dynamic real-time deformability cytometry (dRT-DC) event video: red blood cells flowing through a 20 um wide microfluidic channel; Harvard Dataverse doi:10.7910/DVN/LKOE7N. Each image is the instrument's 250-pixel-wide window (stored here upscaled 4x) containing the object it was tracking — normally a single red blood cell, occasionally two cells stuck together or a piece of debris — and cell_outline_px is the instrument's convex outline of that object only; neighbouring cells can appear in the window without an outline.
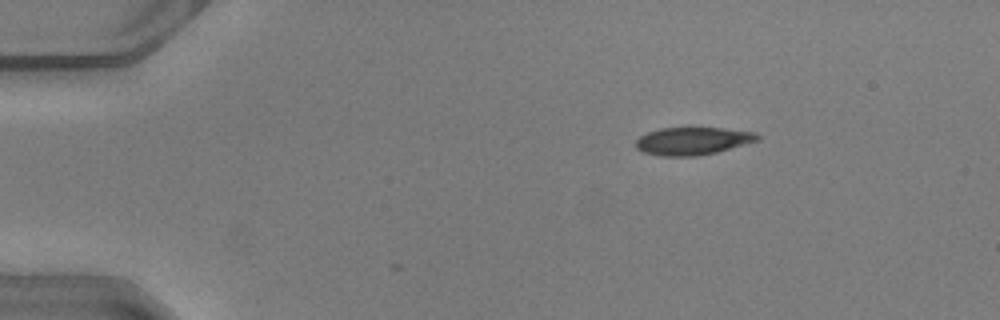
{"species": "common noctule bat (a hibernating species)", "species_latin": "Nyctalus noctula", "temperature_condition": "warm", "stored_images_in_passage": 33, "camera_frame_rate_fps": 3000, "um_per_image_px": 0.085, "animal": {"sex": "male", "body_mass_g": 20.5, "forearm_length_mm": 52.5}, "frame": {"image": 1, "passage_image": 1, "time_ms": 0.0, "image_size_px": [1000, 320], "cell_outline_px": [[760, 140], [716, 152], [696, 156], [660, 156], [644, 152], [636, 148], [636, 140], [640, 136], [648, 132], [660, 128], [720, 128], [752, 132], [760, 136]], "centroid_in_image_um": [58.85, 11.99], "position_along_channel_um": 26.1, "area_um2": 19.42}}
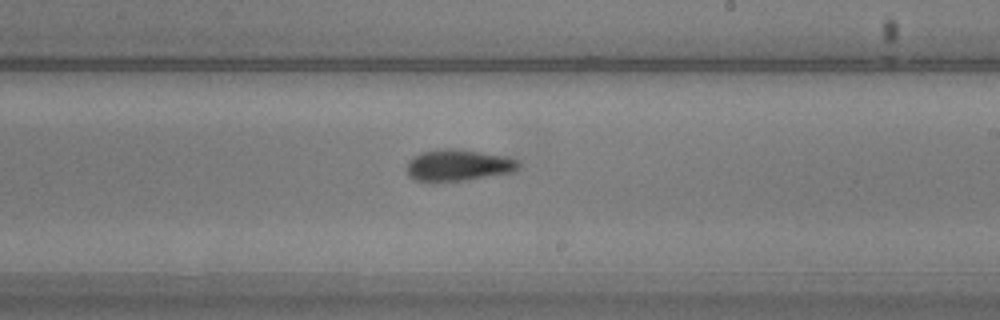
{"frame": {"image": 2, "passage_image": 23, "time_ms": 7.333, "image_size_px": [1000, 320], "cell_outline_px": [[520, 168], [516, 172], [468, 180], [432, 184], [428, 184], [412, 180], [408, 176], [408, 160], [420, 152], [436, 148], [452, 148], [480, 152], [504, 156], [520, 160]], "centroid_in_image_um": [38.92, 14.08], "position_along_channel_um": 250.1, "area_um2": 21.5}}
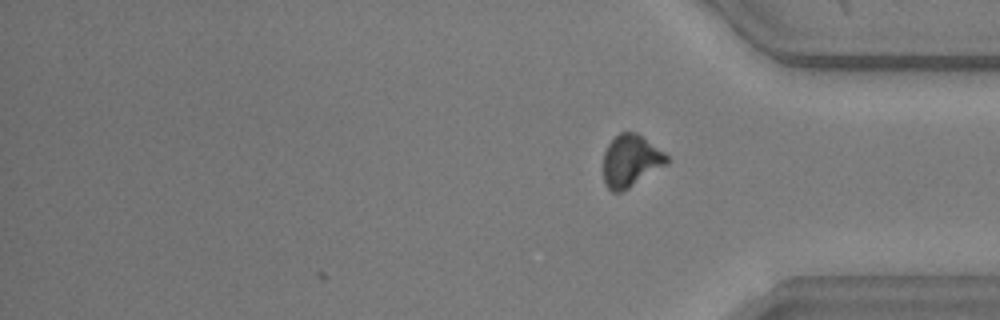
{"frame": {"image": 3, "passage_image": 33, "time_ms": 10.667, "image_size_px": [1000, 320], "cell_outline_px": [[672, 160], [668, 164], [628, 188], [620, 192], [612, 192], [604, 184], [604, 152], [608, 144], [620, 132], [636, 132], [664, 152]], "centroid_in_image_um": [53.63, 13.67], "position_along_channel_um": 381.6, "area_um2": 19.25}, "authors_computed_cell_mechanics": {"area_um2": 20.5768, "velocity_mm_per_s": 4.1025, "shape_relaxation_time_tau1_ms": 5.6993, "shape_relaxation_time_tau2_ms": 3.8656, "deformation_change_tau1": 0.1751, "deformation_change_tau2": 0.0809}}